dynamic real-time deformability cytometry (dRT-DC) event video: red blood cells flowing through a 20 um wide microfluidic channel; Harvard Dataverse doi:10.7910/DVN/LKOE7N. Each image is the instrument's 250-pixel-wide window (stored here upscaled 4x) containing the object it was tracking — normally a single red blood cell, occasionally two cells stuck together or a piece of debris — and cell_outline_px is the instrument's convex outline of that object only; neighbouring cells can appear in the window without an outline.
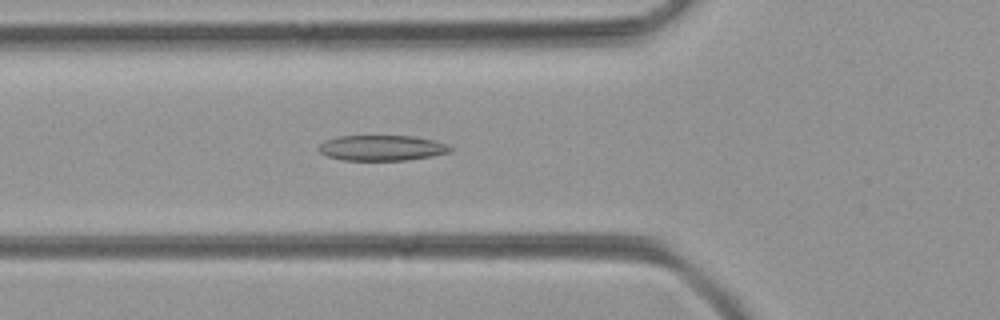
{"species": "common noctule bat (a hibernating species)", "species_latin": "Nyctalus noctula", "temperature_condition": "room temperature", "stored_images_in_passage": 45, "camera_frame_rate_fps": 3000, "um_per_image_px": 0.085, "animal": {"sex": "female", "body_mass_g": 21.9}, "frame": {"image": 1, "passage_image": 12, "time_ms": 3.667, "image_size_px": [1000, 320], "cell_outline_px": [[456, 148], [448, 152], [432, 156], [404, 160], [344, 160], [328, 156], [320, 152], [316, 148], [324, 140], [336, 136], [412, 136], [432, 140]], "centroid_in_image_um": [32.41, 12.57], "position_along_channel_um": 93.4, "area_um2": 19.42}}
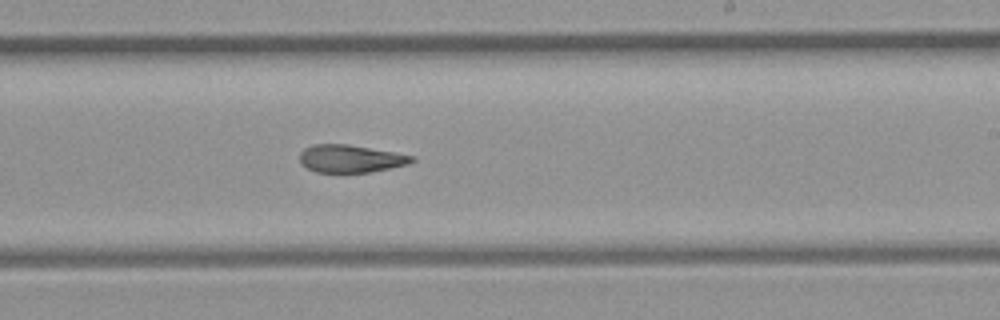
{"frame": {"image": 2, "passage_image": 24, "time_ms": 7.667, "image_size_px": [1000, 320], "cell_outline_px": [[416, 160], [408, 164], [368, 172], [316, 172], [300, 164], [300, 152], [304, 148], [312, 144], [348, 144], [416, 156]], "centroid_in_image_um": [29.78, 13.47], "position_along_channel_um": 259.2, "area_um2": 18.03}}
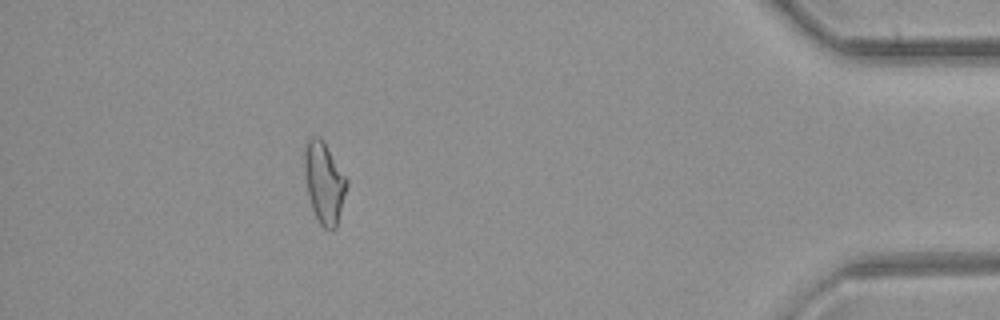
{"frame": {"image": 3, "passage_image": 39, "time_ms": 12.667, "image_size_px": [1000, 320], "cell_outline_px": [[348, 184], [336, 228], [324, 228], [320, 224], [312, 208], [308, 192], [304, 168], [304, 140], [312, 136], [320, 136], [348, 180]], "centroid_in_image_um": [27.54, 15.47], "position_along_channel_um": 407.7, "area_um2": 19.83}}